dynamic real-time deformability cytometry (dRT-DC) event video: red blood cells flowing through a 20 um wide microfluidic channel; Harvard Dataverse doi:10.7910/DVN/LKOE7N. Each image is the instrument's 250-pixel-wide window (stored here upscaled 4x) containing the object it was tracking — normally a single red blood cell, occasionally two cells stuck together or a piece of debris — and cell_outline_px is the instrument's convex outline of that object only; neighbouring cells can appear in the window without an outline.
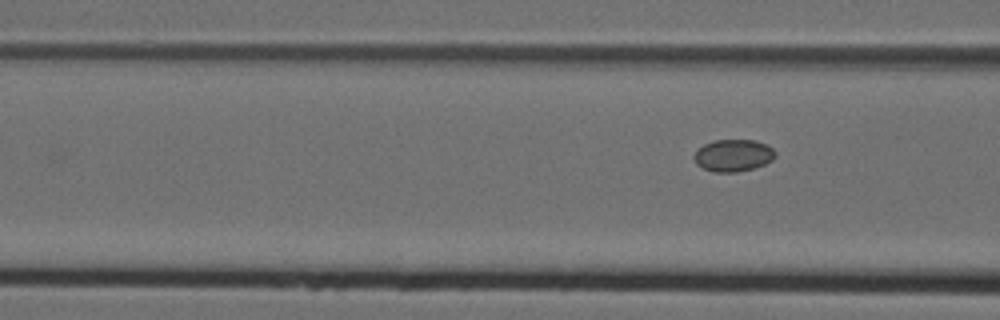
{"species": "Egyptian fruit bat (a non-hibernating species)", "species_latin": "Rousettus aegyptiacus", "temperature_condition": "cold", "stored_images_in_passage": 5, "camera_frame_rate_fps": 3000, "um_per_image_px": 0.085, "animal": {"sex": "female"}, "frame": {"image": 1, "passage_image": 5, "time_ms": 1.333, "image_size_px": [1000, 320], "cell_outline_px": [[776, 156], [772, 160], [764, 164], [752, 168], [736, 172], [712, 172], [696, 164], [692, 156], [704, 144], [712, 140], [756, 140], [772, 148], [776, 152]], "centroid_in_image_um": [62.31, 13.21], "position_along_channel_um": 104.3, "area_um2": 15.14}}